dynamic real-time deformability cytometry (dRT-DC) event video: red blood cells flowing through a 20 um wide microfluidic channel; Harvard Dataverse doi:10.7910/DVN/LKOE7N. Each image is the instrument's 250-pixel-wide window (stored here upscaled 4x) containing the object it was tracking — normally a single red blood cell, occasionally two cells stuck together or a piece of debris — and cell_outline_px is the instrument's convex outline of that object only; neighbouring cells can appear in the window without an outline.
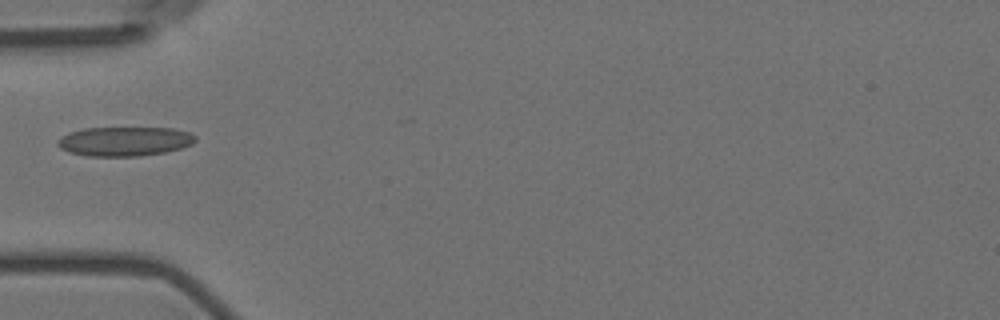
{"species": "Egyptian fruit bat (a non-hibernating species)", "species_latin": "Rousettus aegyptiacus", "temperature_condition": "room temperature", "stored_images_in_passage": 12, "camera_frame_rate_fps": 3000, "um_per_image_px": 0.085, "animal": {"sex": "female"}, "frame": {"image": 1, "passage_image": 1, "time_ms": 0.0, "image_size_px": [1000, 320], "cell_outline_px": [[196, 140], [192, 144], [180, 148], [164, 152], [140, 156], [88, 156], [68, 152], [60, 148], [56, 144], [56, 140], [60, 136], [68, 132], [84, 128], [172, 128], [188, 132], [196, 136]], "centroid_in_image_um": [10.53, 12.01], "position_along_channel_um": 74.5, "area_um2": 23.64}}
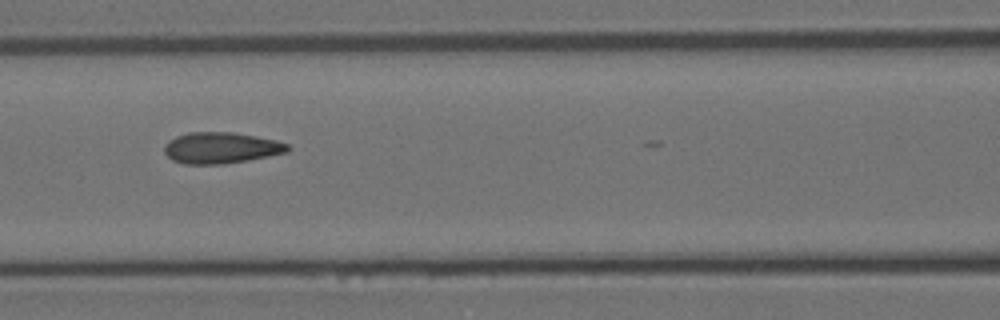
{"frame": {"image": 2, "passage_image": 7, "time_ms": 2.0, "image_size_px": [1000, 320], "cell_outline_px": [[292, 148], [288, 152], [248, 160], [224, 164], [184, 164], [172, 160], [164, 152], [164, 144], [168, 140], [176, 136], [188, 132], [232, 132], [256, 136], [276, 140], [288, 144]], "centroid_in_image_um": [18.78, 12.56], "position_along_channel_um": 147.8, "area_um2": 22.6}}
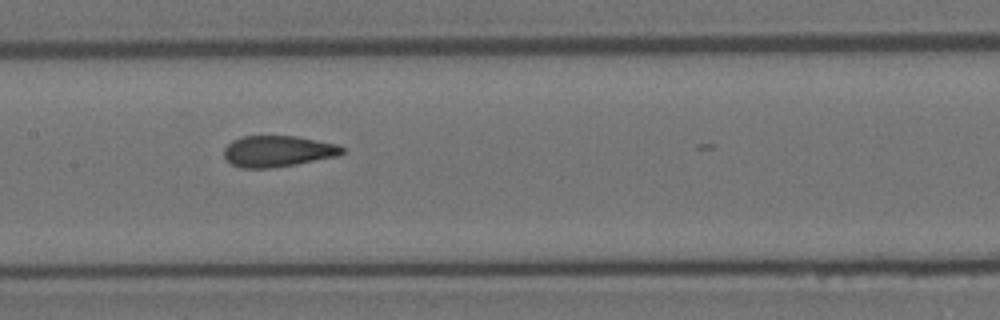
{"frame": {"image": 3, "passage_image": 10, "time_ms": 3.0, "image_size_px": [1000, 320], "cell_outline_px": [[344, 152], [336, 156], [296, 164], [272, 168], [240, 168], [232, 164], [224, 156], [224, 148], [232, 140], [244, 136], [296, 136], [336, 144], [344, 148]], "centroid_in_image_um": [23.58, 12.85], "position_along_channel_um": 183.8, "area_um2": 21.33}}